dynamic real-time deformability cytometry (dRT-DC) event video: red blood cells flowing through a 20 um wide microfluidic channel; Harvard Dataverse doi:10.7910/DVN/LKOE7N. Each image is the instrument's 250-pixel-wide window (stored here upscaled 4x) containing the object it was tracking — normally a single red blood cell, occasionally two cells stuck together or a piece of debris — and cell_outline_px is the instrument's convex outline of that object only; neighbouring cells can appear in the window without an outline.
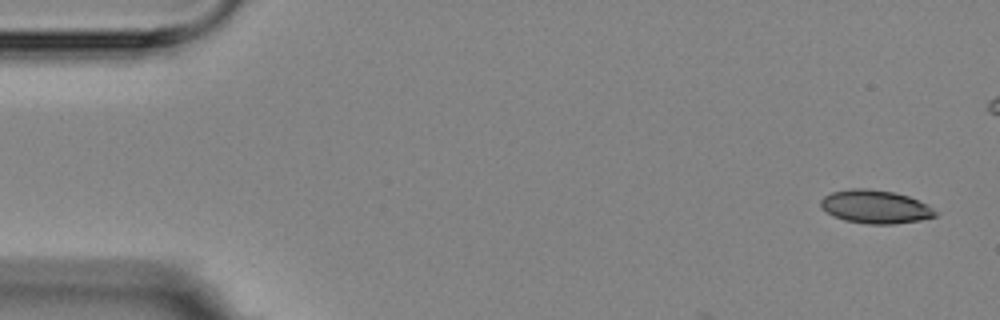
{"species": "Egyptian fruit bat (a non-hibernating species)", "species_latin": "Rousettus aegyptiacus", "temperature_condition": "room temperature", "stored_images_in_passage": 6, "camera_frame_rate_fps": 3000, "um_per_image_px": 0.085, "animal": {"sex": "female"}, "frame": {"image": 1, "passage_image": 1, "time_ms": 0.0, "image_size_px": [1000, 320], "cell_outline_px": [[936, 216], [920, 220], [892, 224], [868, 224], [844, 220], [828, 212], [820, 204], [820, 200], [824, 196], [832, 192], [852, 188], [868, 188], [892, 192], [908, 196], [928, 204], [936, 212]], "centroid_in_image_um": [74.41, 17.57], "position_along_channel_um": 10.6, "area_um2": 22.02}}